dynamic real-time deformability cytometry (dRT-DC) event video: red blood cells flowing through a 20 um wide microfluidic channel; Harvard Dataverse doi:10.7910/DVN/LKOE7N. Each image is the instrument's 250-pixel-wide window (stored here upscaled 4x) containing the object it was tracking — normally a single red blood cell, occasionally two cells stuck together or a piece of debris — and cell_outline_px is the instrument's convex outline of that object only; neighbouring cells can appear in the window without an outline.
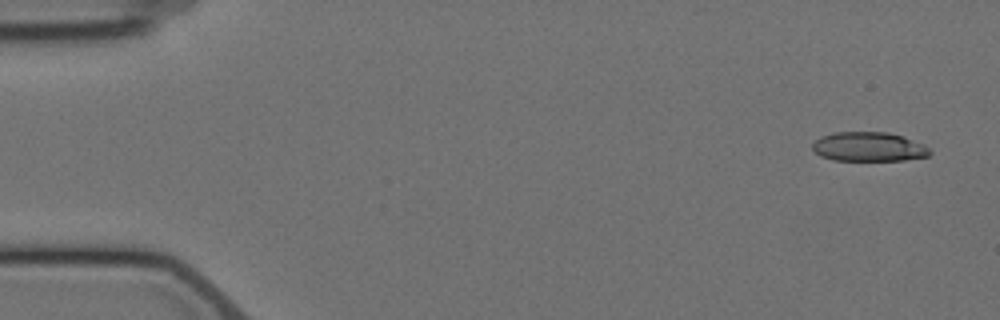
{"species": "Egyptian fruit bat (a non-hibernating species)", "species_latin": "Rousettus aegyptiacus", "temperature_condition": "cold", "stored_images_in_passage": 5, "camera_frame_rate_fps": 3000, "um_per_image_px": 0.085, "animal": {"sex": "female"}, "frame": {"image": 1, "passage_image": 1, "time_ms": 0.0, "image_size_px": [1000, 320], "cell_outline_px": [[932, 152], [928, 156], [904, 160], [832, 160], [820, 156], [812, 148], [812, 144], [820, 136], [832, 132], [888, 132], [904, 136], [924, 144]], "centroid_in_image_um": [73.84, 12.47], "position_along_channel_um": 11.2, "area_um2": 20.17}}
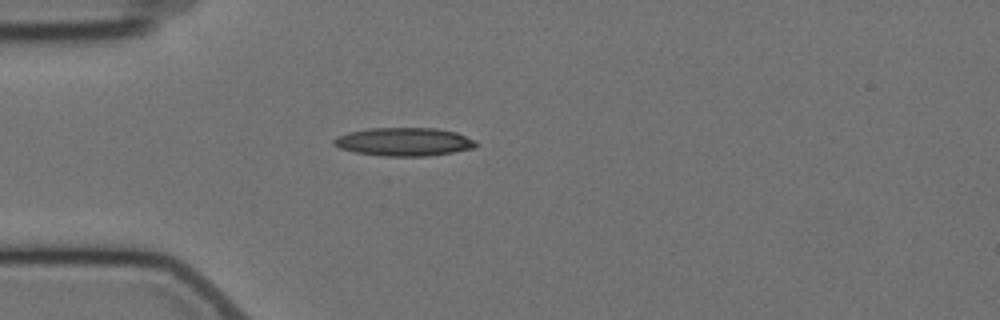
{"frame": {"image": 2, "passage_image": 5, "time_ms": 4.333, "image_size_px": [1000, 320], "cell_outline_px": [[476, 148], [428, 156], [384, 156], [356, 152], [340, 148], [332, 144], [332, 140], [336, 136], [348, 132], [368, 128], [436, 128], [456, 132], [476, 140]], "centroid_in_image_um": [34.33, 12.05], "position_along_channel_um": 50.7, "area_um2": 23.52}}